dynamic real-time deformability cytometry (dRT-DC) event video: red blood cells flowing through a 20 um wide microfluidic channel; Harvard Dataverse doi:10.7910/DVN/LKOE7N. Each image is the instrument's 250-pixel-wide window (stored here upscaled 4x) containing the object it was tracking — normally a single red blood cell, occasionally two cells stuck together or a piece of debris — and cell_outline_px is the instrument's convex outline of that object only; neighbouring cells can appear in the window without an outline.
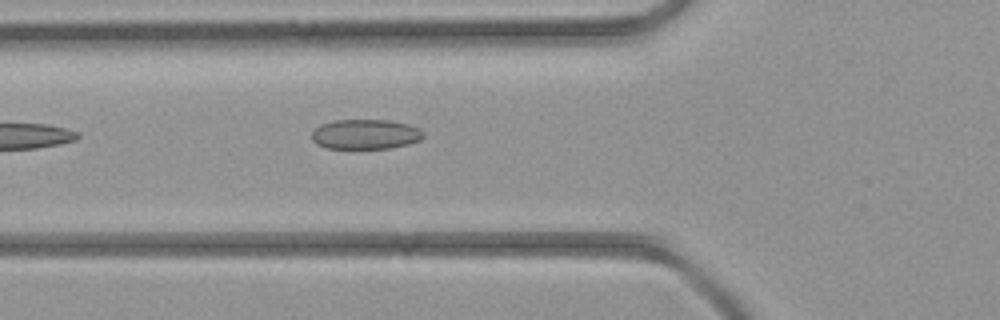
{"species": "common noctule bat (a hibernating species)", "species_latin": "Nyctalus noctula", "temperature_condition": "room temperature", "stored_images_in_passage": 2, "camera_frame_rate_fps": 3000, "um_per_image_px": 0.085, "animal": {"sex": "female", "body_mass_g": 21.9}, "frame": {"image": 1, "passage_image": 2, "time_ms": 1.0, "image_size_px": [1000, 320], "cell_outline_px": [[424, 136], [420, 140], [408, 144], [388, 148], [328, 148], [316, 144], [312, 140], [312, 132], [320, 124], [332, 120], [388, 120], [408, 124], [420, 128], [424, 132]], "centroid_in_image_um": [31.06, 11.4], "position_along_channel_um": 94.7, "area_um2": 19.48}}